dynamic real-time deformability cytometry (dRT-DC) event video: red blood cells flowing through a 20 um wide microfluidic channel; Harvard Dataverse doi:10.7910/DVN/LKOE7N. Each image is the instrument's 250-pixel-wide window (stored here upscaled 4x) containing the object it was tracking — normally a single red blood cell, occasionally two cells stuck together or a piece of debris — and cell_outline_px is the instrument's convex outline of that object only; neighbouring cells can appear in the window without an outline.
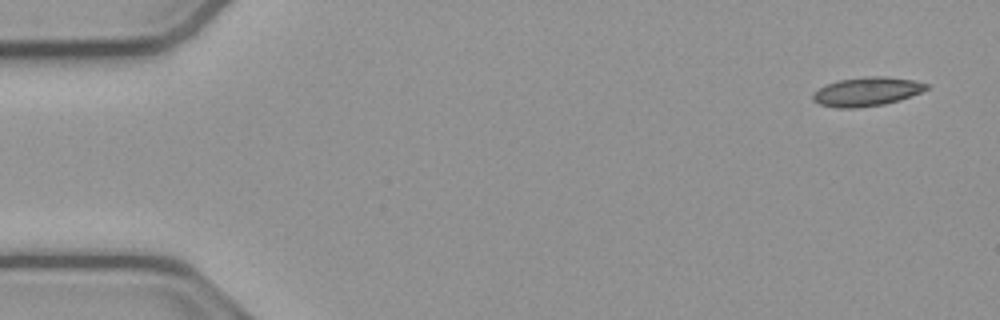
{"species": "common noctule bat (a hibernating species)", "species_latin": "Nyctalus noctula", "temperature_condition": "cold", "stored_images_in_passage": 52, "camera_frame_rate_fps": 3000, "um_per_image_px": 0.085, "animal": {"sex": "male", "body_mass_g": 23.1, "forearm_length_mm": 52.7}, "frame": {"image": 1, "passage_image": 1, "time_ms": 0.0, "image_size_px": [1000, 320], "cell_outline_px": [[928, 88], [920, 92], [900, 100], [884, 104], [856, 108], [836, 108], [820, 104], [812, 100], [812, 92], [828, 84], [840, 80], [868, 76], [884, 76], [912, 80], [928, 84]], "centroid_in_image_um": [73.65, 7.79], "position_along_channel_um": 11.3, "area_um2": 18.96}}
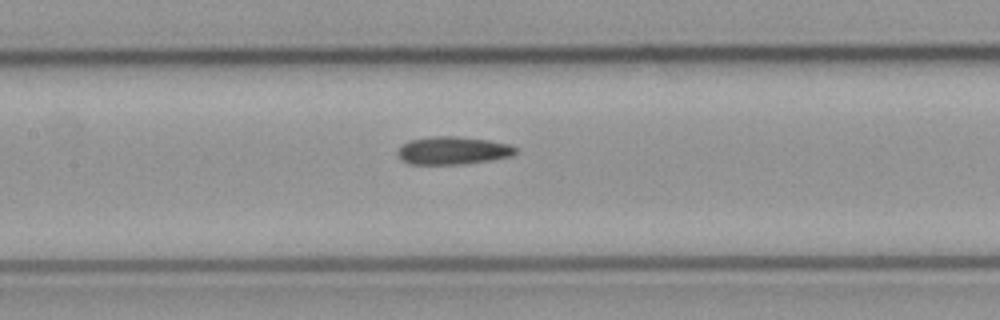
{"frame": {"image": 2, "passage_image": 23, "time_ms": 7.333, "image_size_px": [1000, 320], "cell_outline_px": [[516, 152], [512, 156], [488, 160], [460, 164], [408, 164], [400, 160], [396, 152], [408, 140], [432, 136], [456, 136], [488, 140], [508, 144], [516, 148]], "centroid_in_image_um": [38.44, 12.79], "position_along_channel_um": 169.0, "area_um2": 19.07}}
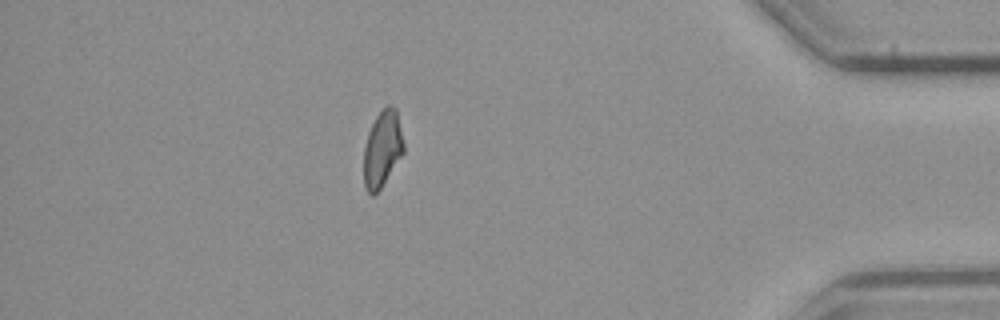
{"frame": {"image": 3, "passage_image": 45, "time_ms": 14.667, "image_size_px": [1000, 320], "cell_outline_px": [[404, 152], [380, 188], [372, 196], [364, 188], [364, 148], [368, 132], [376, 116], [388, 104], [396, 108], [404, 144]], "centroid_in_image_um": [32.49, 12.65], "position_along_channel_um": 402.7, "area_um2": 17.51}, "authors_computed_cell_mechanics": {"area_um2": 18.6405, "velocity_mm_per_s": 3.8302, "shape_relaxation_time_tau1_ms": null, "shape_relaxation_time_tau2_ms": 2.0717, "deformation_change_tau1": null, "deformation_change_tau2": 0.0919}}